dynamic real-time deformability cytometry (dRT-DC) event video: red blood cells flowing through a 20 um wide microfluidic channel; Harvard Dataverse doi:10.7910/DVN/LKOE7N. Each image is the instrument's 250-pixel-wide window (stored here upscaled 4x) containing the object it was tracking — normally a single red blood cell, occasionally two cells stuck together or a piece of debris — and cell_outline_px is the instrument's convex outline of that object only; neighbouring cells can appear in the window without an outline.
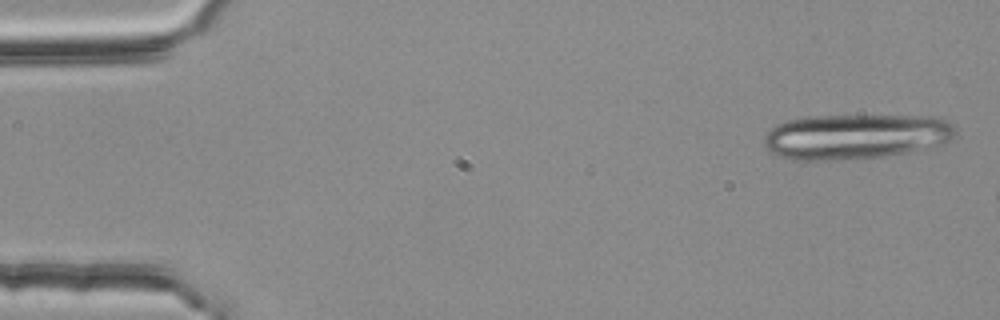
{"species": "common noctule bat (a hibernating species)", "species_latin": "Nyctalus noctula", "temperature_condition": "room temperature", "stored_images_in_passage": 3, "camera_frame_rate_fps": 3000, "um_per_image_px": 0.085, "animal": {"sex": "female", "body_mass_g": 25.1}, "frame": {"image": 1, "passage_image": 1, "time_ms": 0.0, "image_size_px": [1000, 320], "cell_outline_px": [[960, 136], [952, 140], [904, 152], [880, 156], [820, 160], [792, 160], [780, 156], [772, 152], [764, 144], [764, 136], [776, 124], [788, 120], [812, 116], [932, 116], [956, 128]], "centroid_in_image_um": [72.69, 11.59], "position_along_channel_um": 12.3, "area_um2": 49.48}}